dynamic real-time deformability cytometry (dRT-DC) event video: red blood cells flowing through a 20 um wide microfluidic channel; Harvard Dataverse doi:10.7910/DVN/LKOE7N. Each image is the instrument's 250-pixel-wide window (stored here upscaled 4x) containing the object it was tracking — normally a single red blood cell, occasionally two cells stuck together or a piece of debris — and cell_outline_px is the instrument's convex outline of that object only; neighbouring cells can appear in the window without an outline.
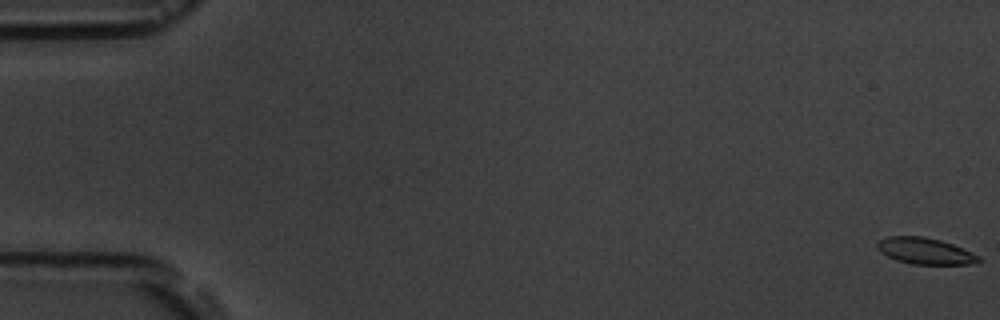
{"species": "common noctule bat (a hibernating species)", "species_latin": "Nyctalus noctula", "temperature_condition": "room temperature", "stored_images_in_passage": 8, "camera_frame_rate_fps": 3000, "um_per_image_px": 0.085, "animal": {"sex": "male", "body_mass_g": 19.5, "forearm_length_mm": 54.6}, "frame": {"image": 1, "passage_image": 1, "time_ms": 0.0, "image_size_px": [1000, 320], "cell_outline_px": [[980, 260], [972, 264], [912, 264], [896, 260], [880, 252], [876, 248], [876, 244], [880, 240], [888, 236], [924, 236], [940, 240], [952, 244], [972, 252], [980, 256]], "centroid_in_image_um": [78.61, 21.33], "position_along_channel_um": 6.4, "area_um2": 15.55}}
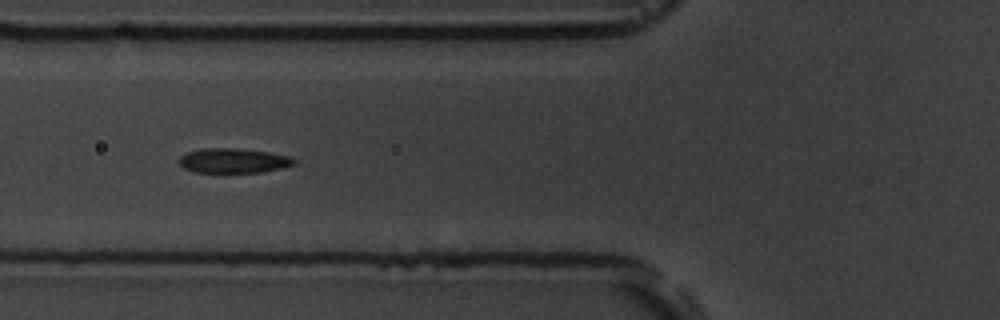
{"frame": {"image": 2, "passage_image": 7, "time_ms": 7.0, "image_size_px": [1000, 320], "cell_outline_px": [[296, 164], [284, 168], [260, 172], [196, 172], [184, 168], [180, 164], [180, 156], [188, 152], [204, 148], [236, 148], [268, 152], [288, 156], [296, 160]], "centroid_in_image_um": [19.87, 13.65], "position_along_channel_um": 105.9, "area_um2": 16.42}}
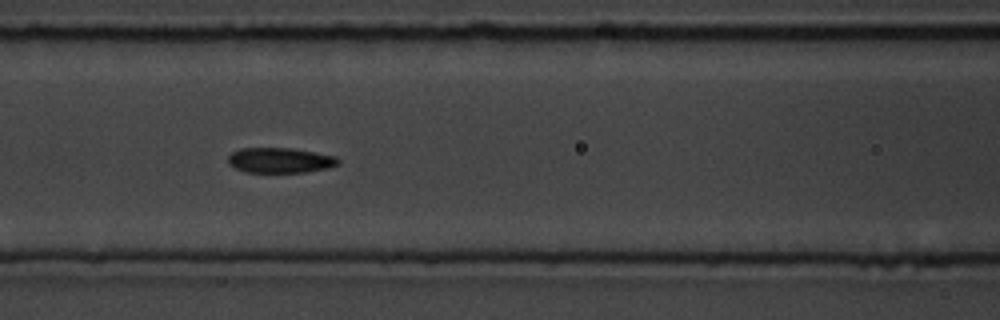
{"frame": {"image": 3, "passage_image": 8, "time_ms": 8.0, "image_size_px": [1000, 320], "cell_outline_px": [[340, 164], [328, 168], [304, 172], [244, 172], [228, 164], [228, 156], [232, 152], [240, 148], [292, 148], [336, 156], [340, 160]], "centroid_in_image_um": [23.81, 13.62], "position_along_channel_um": 142.8, "area_um2": 16.24}}